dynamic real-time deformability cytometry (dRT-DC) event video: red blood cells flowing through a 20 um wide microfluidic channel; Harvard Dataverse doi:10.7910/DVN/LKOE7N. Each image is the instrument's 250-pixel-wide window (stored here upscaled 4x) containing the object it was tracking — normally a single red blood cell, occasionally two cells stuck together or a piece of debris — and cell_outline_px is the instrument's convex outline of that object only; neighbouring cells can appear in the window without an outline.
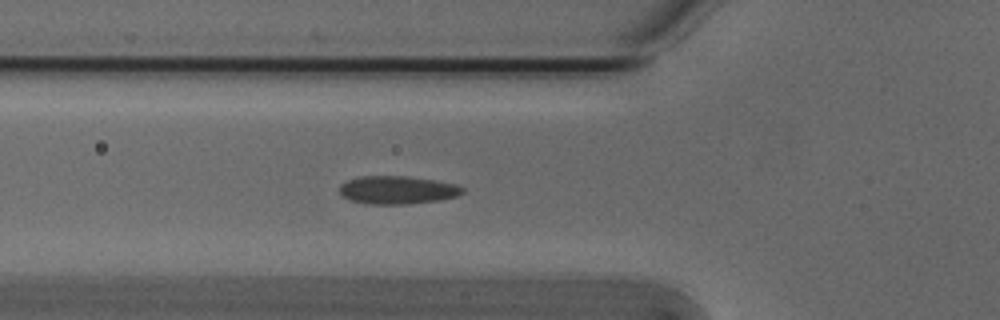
{"species": "Egyptian fruit bat (a non-hibernating species)", "species_latin": "Rousettus aegyptiacus", "temperature_condition": "cold", "stored_images_in_passage": 39, "segment_of_instrument_passage": [1, 2], "camera_frame_rate_fps": 3000, "um_per_image_px": 0.085, "animal": {"sex": "male"}, "frame": {"image": 1, "passage_image": 3, "time_ms": 0.667, "image_size_px": [1000, 320], "cell_outline_px": [[464, 192], [456, 196], [440, 200], [408, 204], [368, 204], [352, 200], [344, 196], [340, 192], [340, 184], [348, 180], [360, 176], [404, 176], [432, 180], [456, 184], [464, 188]], "centroid_in_image_um": [33.78, 16.15], "position_along_channel_um": 92.0, "area_um2": 19.94}}
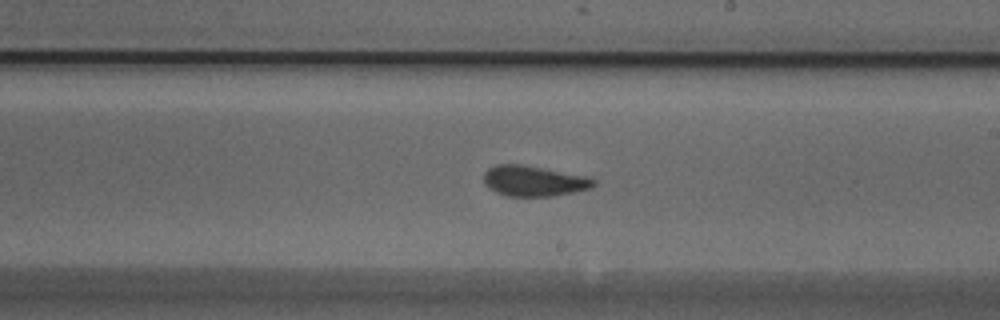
{"frame": {"image": 2, "passage_image": 15, "time_ms": 4.667, "image_size_px": [1000, 320], "cell_outline_px": [[596, 184], [592, 188], [552, 196], [508, 196], [496, 192], [488, 188], [484, 184], [484, 172], [488, 168], [496, 164], [524, 164], [592, 176], [596, 180]], "centroid_in_image_um": [45.41, 15.36], "position_along_channel_um": 243.6, "area_um2": 20.0}}
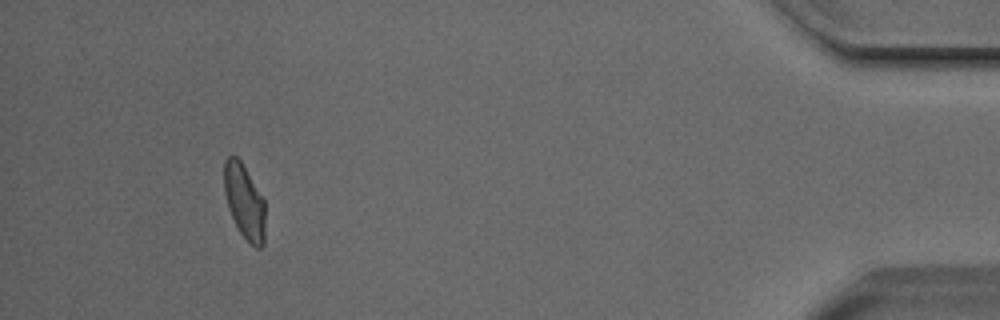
{"frame": {"image": 3, "passage_image": 34, "time_ms": 11.0, "image_size_px": [1000, 320], "cell_outline_px": [[264, 244], [260, 248], [256, 248], [240, 232], [228, 208], [224, 192], [224, 160], [232, 152], [240, 160], [264, 200]], "centroid_in_image_um": [20.75, 17.09], "position_along_channel_um": 414.5, "area_um2": 17.63}}